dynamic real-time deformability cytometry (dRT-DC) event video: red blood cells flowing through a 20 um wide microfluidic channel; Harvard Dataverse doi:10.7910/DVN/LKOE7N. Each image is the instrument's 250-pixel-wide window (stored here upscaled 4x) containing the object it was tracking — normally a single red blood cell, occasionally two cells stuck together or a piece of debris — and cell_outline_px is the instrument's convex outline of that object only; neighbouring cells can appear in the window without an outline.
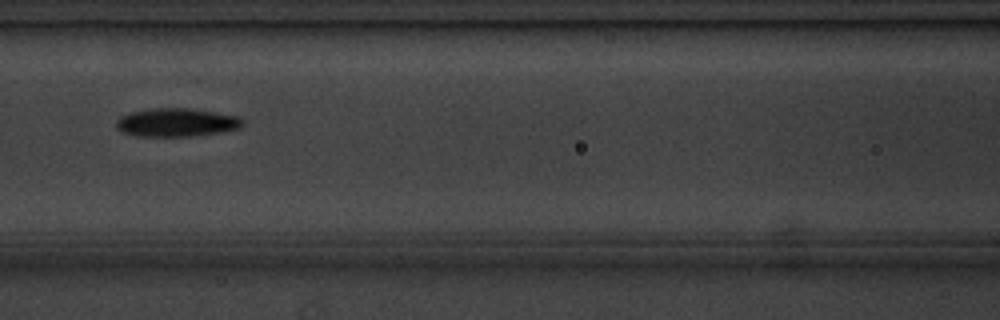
{"species": "common noctule bat (a hibernating species)", "species_latin": "Nyctalus noctula", "temperature_condition": "cold", "stored_images_in_passage": 11, "camera_frame_rate_fps": 3000, "um_per_image_px": 0.085, "animal": {"sex": "male", "body_mass_g": 20.1, "forearm_length_mm": 53.5}, "frame": {"image": 1, "passage_image": 7, "time_ms": 7.667, "image_size_px": [1000, 320], "cell_outline_px": [[244, 124], [240, 128], [220, 132], [188, 136], [136, 136], [120, 132], [116, 128], [116, 120], [120, 116], [132, 112], [148, 108], [192, 108], [240, 116], [244, 120]], "centroid_in_image_um": [15.0, 10.4], "position_along_channel_um": 151.6, "area_um2": 21.15}}